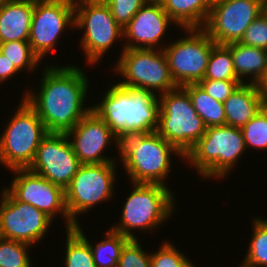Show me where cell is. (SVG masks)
Instances as JSON below:
<instances>
[{
	"label": "cell",
	"mask_w": 267,
	"mask_h": 267,
	"mask_svg": "<svg viewBox=\"0 0 267 267\" xmlns=\"http://www.w3.org/2000/svg\"><path fill=\"white\" fill-rule=\"evenodd\" d=\"M44 66L38 93L26 89L22 98L37 112L48 133L66 134L92 110V106L84 107L89 79L79 66Z\"/></svg>",
	"instance_id": "cell-1"
},
{
	"label": "cell",
	"mask_w": 267,
	"mask_h": 267,
	"mask_svg": "<svg viewBox=\"0 0 267 267\" xmlns=\"http://www.w3.org/2000/svg\"><path fill=\"white\" fill-rule=\"evenodd\" d=\"M94 111L121 141L130 135L155 132L158 128L160 102L158 93L111 85Z\"/></svg>",
	"instance_id": "cell-2"
},
{
	"label": "cell",
	"mask_w": 267,
	"mask_h": 267,
	"mask_svg": "<svg viewBox=\"0 0 267 267\" xmlns=\"http://www.w3.org/2000/svg\"><path fill=\"white\" fill-rule=\"evenodd\" d=\"M120 160L132 182L167 186L172 155L184 157L156 131L130 135L120 141ZM171 155V156H170Z\"/></svg>",
	"instance_id": "cell-3"
},
{
	"label": "cell",
	"mask_w": 267,
	"mask_h": 267,
	"mask_svg": "<svg viewBox=\"0 0 267 267\" xmlns=\"http://www.w3.org/2000/svg\"><path fill=\"white\" fill-rule=\"evenodd\" d=\"M246 148L240 128L228 125L208 127L183 160L206 179H223L236 166Z\"/></svg>",
	"instance_id": "cell-4"
},
{
	"label": "cell",
	"mask_w": 267,
	"mask_h": 267,
	"mask_svg": "<svg viewBox=\"0 0 267 267\" xmlns=\"http://www.w3.org/2000/svg\"><path fill=\"white\" fill-rule=\"evenodd\" d=\"M120 222L111 226V230L129 239H138L135 230H154L161 223L167 222L175 212L174 193L168 186L160 184L132 183Z\"/></svg>",
	"instance_id": "cell-5"
},
{
	"label": "cell",
	"mask_w": 267,
	"mask_h": 267,
	"mask_svg": "<svg viewBox=\"0 0 267 267\" xmlns=\"http://www.w3.org/2000/svg\"><path fill=\"white\" fill-rule=\"evenodd\" d=\"M158 97L160 111L156 132L185 157L205 134L207 127L197 114L190 95L183 87H178Z\"/></svg>",
	"instance_id": "cell-6"
},
{
	"label": "cell",
	"mask_w": 267,
	"mask_h": 267,
	"mask_svg": "<svg viewBox=\"0 0 267 267\" xmlns=\"http://www.w3.org/2000/svg\"><path fill=\"white\" fill-rule=\"evenodd\" d=\"M20 101L0 136V163L9 170L27 169L48 134L37 112L23 98Z\"/></svg>",
	"instance_id": "cell-7"
},
{
	"label": "cell",
	"mask_w": 267,
	"mask_h": 267,
	"mask_svg": "<svg viewBox=\"0 0 267 267\" xmlns=\"http://www.w3.org/2000/svg\"><path fill=\"white\" fill-rule=\"evenodd\" d=\"M114 70L124 79L121 86L142 89L158 95L178 88L172 78L167 58L159 49H124Z\"/></svg>",
	"instance_id": "cell-8"
},
{
	"label": "cell",
	"mask_w": 267,
	"mask_h": 267,
	"mask_svg": "<svg viewBox=\"0 0 267 267\" xmlns=\"http://www.w3.org/2000/svg\"><path fill=\"white\" fill-rule=\"evenodd\" d=\"M74 28L85 29L80 47L92 65L101 61L116 40L123 39V29L103 0H74Z\"/></svg>",
	"instance_id": "cell-9"
},
{
	"label": "cell",
	"mask_w": 267,
	"mask_h": 267,
	"mask_svg": "<svg viewBox=\"0 0 267 267\" xmlns=\"http://www.w3.org/2000/svg\"><path fill=\"white\" fill-rule=\"evenodd\" d=\"M116 163L82 164L70 185L65 189V204L69 218L75 226L80 223L78 215L85 214L94 205L101 204L114 196Z\"/></svg>",
	"instance_id": "cell-10"
},
{
	"label": "cell",
	"mask_w": 267,
	"mask_h": 267,
	"mask_svg": "<svg viewBox=\"0 0 267 267\" xmlns=\"http://www.w3.org/2000/svg\"><path fill=\"white\" fill-rule=\"evenodd\" d=\"M186 35L163 44L168 66L178 87L203 80L213 46L216 44L202 28H186Z\"/></svg>",
	"instance_id": "cell-11"
},
{
	"label": "cell",
	"mask_w": 267,
	"mask_h": 267,
	"mask_svg": "<svg viewBox=\"0 0 267 267\" xmlns=\"http://www.w3.org/2000/svg\"><path fill=\"white\" fill-rule=\"evenodd\" d=\"M266 9L267 0H213L202 29L216 44L239 42L251 22Z\"/></svg>",
	"instance_id": "cell-12"
},
{
	"label": "cell",
	"mask_w": 267,
	"mask_h": 267,
	"mask_svg": "<svg viewBox=\"0 0 267 267\" xmlns=\"http://www.w3.org/2000/svg\"><path fill=\"white\" fill-rule=\"evenodd\" d=\"M0 196V237L31 246L41 241L53 220L36 207L17 200L6 188Z\"/></svg>",
	"instance_id": "cell-13"
},
{
	"label": "cell",
	"mask_w": 267,
	"mask_h": 267,
	"mask_svg": "<svg viewBox=\"0 0 267 267\" xmlns=\"http://www.w3.org/2000/svg\"><path fill=\"white\" fill-rule=\"evenodd\" d=\"M71 26L74 28V0H34L28 42L41 61Z\"/></svg>",
	"instance_id": "cell-14"
},
{
	"label": "cell",
	"mask_w": 267,
	"mask_h": 267,
	"mask_svg": "<svg viewBox=\"0 0 267 267\" xmlns=\"http://www.w3.org/2000/svg\"><path fill=\"white\" fill-rule=\"evenodd\" d=\"M11 172L15 175L6 189L17 200L36 207L52 220L58 214L63 215L65 229L75 227L67 212L65 190L62 187L29 169H13Z\"/></svg>",
	"instance_id": "cell-15"
},
{
	"label": "cell",
	"mask_w": 267,
	"mask_h": 267,
	"mask_svg": "<svg viewBox=\"0 0 267 267\" xmlns=\"http://www.w3.org/2000/svg\"><path fill=\"white\" fill-rule=\"evenodd\" d=\"M81 165L66 134L48 133L27 169L65 190Z\"/></svg>",
	"instance_id": "cell-16"
},
{
	"label": "cell",
	"mask_w": 267,
	"mask_h": 267,
	"mask_svg": "<svg viewBox=\"0 0 267 267\" xmlns=\"http://www.w3.org/2000/svg\"><path fill=\"white\" fill-rule=\"evenodd\" d=\"M66 136L81 164L117 162L115 157L103 154L113 142L120 151V140L94 111L85 115Z\"/></svg>",
	"instance_id": "cell-17"
},
{
	"label": "cell",
	"mask_w": 267,
	"mask_h": 267,
	"mask_svg": "<svg viewBox=\"0 0 267 267\" xmlns=\"http://www.w3.org/2000/svg\"><path fill=\"white\" fill-rule=\"evenodd\" d=\"M172 23L175 25L159 0H148L123 28V39L127 40L122 51L145 48L163 50L161 38Z\"/></svg>",
	"instance_id": "cell-18"
},
{
	"label": "cell",
	"mask_w": 267,
	"mask_h": 267,
	"mask_svg": "<svg viewBox=\"0 0 267 267\" xmlns=\"http://www.w3.org/2000/svg\"><path fill=\"white\" fill-rule=\"evenodd\" d=\"M34 0H6L0 8V43L28 41Z\"/></svg>",
	"instance_id": "cell-19"
},
{
	"label": "cell",
	"mask_w": 267,
	"mask_h": 267,
	"mask_svg": "<svg viewBox=\"0 0 267 267\" xmlns=\"http://www.w3.org/2000/svg\"><path fill=\"white\" fill-rule=\"evenodd\" d=\"M267 104V100L248 81L238 88L223 103L226 125L241 128Z\"/></svg>",
	"instance_id": "cell-20"
},
{
	"label": "cell",
	"mask_w": 267,
	"mask_h": 267,
	"mask_svg": "<svg viewBox=\"0 0 267 267\" xmlns=\"http://www.w3.org/2000/svg\"><path fill=\"white\" fill-rule=\"evenodd\" d=\"M165 12L181 29L203 28L213 0H159Z\"/></svg>",
	"instance_id": "cell-21"
},
{
	"label": "cell",
	"mask_w": 267,
	"mask_h": 267,
	"mask_svg": "<svg viewBox=\"0 0 267 267\" xmlns=\"http://www.w3.org/2000/svg\"><path fill=\"white\" fill-rule=\"evenodd\" d=\"M230 51L237 78L245 83L243 77H250L251 84H256L267 67V50L243 45L239 42L226 45Z\"/></svg>",
	"instance_id": "cell-22"
},
{
	"label": "cell",
	"mask_w": 267,
	"mask_h": 267,
	"mask_svg": "<svg viewBox=\"0 0 267 267\" xmlns=\"http://www.w3.org/2000/svg\"><path fill=\"white\" fill-rule=\"evenodd\" d=\"M197 114L203 119L206 127L226 125V115L222 102L213 99L198 83L184 85Z\"/></svg>",
	"instance_id": "cell-23"
},
{
	"label": "cell",
	"mask_w": 267,
	"mask_h": 267,
	"mask_svg": "<svg viewBox=\"0 0 267 267\" xmlns=\"http://www.w3.org/2000/svg\"><path fill=\"white\" fill-rule=\"evenodd\" d=\"M74 228L90 243L96 267H117L121 250L129 238L109 229L105 232L104 239L92 245L80 224Z\"/></svg>",
	"instance_id": "cell-24"
},
{
	"label": "cell",
	"mask_w": 267,
	"mask_h": 267,
	"mask_svg": "<svg viewBox=\"0 0 267 267\" xmlns=\"http://www.w3.org/2000/svg\"><path fill=\"white\" fill-rule=\"evenodd\" d=\"M65 267H96L90 243L75 229H66Z\"/></svg>",
	"instance_id": "cell-25"
},
{
	"label": "cell",
	"mask_w": 267,
	"mask_h": 267,
	"mask_svg": "<svg viewBox=\"0 0 267 267\" xmlns=\"http://www.w3.org/2000/svg\"><path fill=\"white\" fill-rule=\"evenodd\" d=\"M203 79L239 80L235 74L231 51L226 45L213 46Z\"/></svg>",
	"instance_id": "cell-26"
},
{
	"label": "cell",
	"mask_w": 267,
	"mask_h": 267,
	"mask_svg": "<svg viewBox=\"0 0 267 267\" xmlns=\"http://www.w3.org/2000/svg\"><path fill=\"white\" fill-rule=\"evenodd\" d=\"M0 52L13 63L20 72L33 71L41 63L28 41H10L0 43Z\"/></svg>",
	"instance_id": "cell-27"
},
{
	"label": "cell",
	"mask_w": 267,
	"mask_h": 267,
	"mask_svg": "<svg viewBox=\"0 0 267 267\" xmlns=\"http://www.w3.org/2000/svg\"><path fill=\"white\" fill-rule=\"evenodd\" d=\"M253 233L245 258L259 267H267V219L253 217Z\"/></svg>",
	"instance_id": "cell-28"
},
{
	"label": "cell",
	"mask_w": 267,
	"mask_h": 267,
	"mask_svg": "<svg viewBox=\"0 0 267 267\" xmlns=\"http://www.w3.org/2000/svg\"><path fill=\"white\" fill-rule=\"evenodd\" d=\"M240 129L246 148L267 150V104Z\"/></svg>",
	"instance_id": "cell-29"
},
{
	"label": "cell",
	"mask_w": 267,
	"mask_h": 267,
	"mask_svg": "<svg viewBox=\"0 0 267 267\" xmlns=\"http://www.w3.org/2000/svg\"><path fill=\"white\" fill-rule=\"evenodd\" d=\"M31 245L0 237V267H32Z\"/></svg>",
	"instance_id": "cell-30"
},
{
	"label": "cell",
	"mask_w": 267,
	"mask_h": 267,
	"mask_svg": "<svg viewBox=\"0 0 267 267\" xmlns=\"http://www.w3.org/2000/svg\"><path fill=\"white\" fill-rule=\"evenodd\" d=\"M138 239H129L123 246L117 267H151L150 253L142 249Z\"/></svg>",
	"instance_id": "cell-31"
},
{
	"label": "cell",
	"mask_w": 267,
	"mask_h": 267,
	"mask_svg": "<svg viewBox=\"0 0 267 267\" xmlns=\"http://www.w3.org/2000/svg\"><path fill=\"white\" fill-rule=\"evenodd\" d=\"M239 43L267 50V9L251 22Z\"/></svg>",
	"instance_id": "cell-32"
},
{
	"label": "cell",
	"mask_w": 267,
	"mask_h": 267,
	"mask_svg": "<svg viewBox=\"0 0 267 267\" xmlns=\"http://www.w3.org/2000/svg\"><path fill=\"white\" fill-rule=\"evenodd\" d=\"M116 23L123 29L148 0H103Z\"/></svg>",
	"instance_id": "cell-33"
},
{
	"label": "cell",
	"mask_w": 267,
	"mask_h": 267,
	"mask_svg": "<svg viewBox=\"0 0 267 267\" xmlns=\"http://www.w3.org/2000/svg\"><path fill=\"white\" fill-rule=\"evenodd\" d=\"M174 245L165 241L159 246L158 251L151 253V267H178L186 256Z\"/></svg>",
	"instance_id": "cell-34"
},
{
	"label": "cell",
	"mask_w": 267,
	"mask_h": 267,
	"mask_svg": "<svg viewBox=\"0 0 267 267\" xmlns=\"http://www.w3.org/2000/svg\"><path fill=\"white\" fill-rule=\"evenodd\" d=\"M240 80H212L203 79L198 84L213 99L224 103L230 95L238 88Z\"/></svg>",
	"instance_id": "cell-35"
},
{
	"label": "cell",
	"mask_w": 267,
	"mask_h": 267,
	"mask_svg": "<svg viewBox=\"0 0 267 267\" xmlns=\"http://www.w3.org/2000/svg\"><path fill=\"white\" fill-rule=\"evenodd\" d=\"M20 73L5 55L0 52V84L11 79L15 74Z\"/></svg>",
	"instance_id": "cell-36"
},
{
	"label": "cell",
	"mask_w": 267,
	"mask_h": 267,
	"mask_svg": "<svg viewBox=\"0 0 267 267\" xmlns=\"http://www.w3.org/2000/svg\"><path fill=\"white\" fill-rule=\"evenodd\" d=\"M257 90L261 93V95L267 100V67L262 75V77L255 84Z\"/></svg>",
	"instance_id": "cell-37"
},
{
	"label": "cell",
	"mask_w": 267,
	"mask_h": 267,
	"mask_svg": "<svg viewBox=\"0 0 267 267\" xmlns=\"http://www.w3.org/2000/svg\"><path fill=\"white\" fill-rule=\"evenodd\" d=\"M239 267H259L258 265L254 264L253 262H250L248 259L244 258L242 263L238 265Z\"/></svg>",
	"instance_id": "cell-38"
},
{
	"label": "cell",
	"mask_w": 267,
	"mask_h": 267,
	"mask_svg": "<svg viewBox=\"0 0 267 267\" xmlns=\"http://www.w3.org/2000/svg\"><path fill=\"white\" fill-rule=\"evenodd\" d=\"M192 261H190L187 257L179 264L178 267H194ZM196 267V266H195Z\"/></svg>",
	"instance_id": "cell-39"
},
{
	"label": "cell",
	"mask_w": 267,
	"mask_h": 267,
	"mask_svg": "<svg viewBox=\"0 0 267 267\" xmlns=\"http://www.w3.org/2000/svg\"><path fill=\"white\" fill-rule=\"evenodd\" d=\"M5 1H6V0H0V8H1V6L4 4Z\"/></svg>",
	"instance_id": "cell-40"
}]
</instances>
